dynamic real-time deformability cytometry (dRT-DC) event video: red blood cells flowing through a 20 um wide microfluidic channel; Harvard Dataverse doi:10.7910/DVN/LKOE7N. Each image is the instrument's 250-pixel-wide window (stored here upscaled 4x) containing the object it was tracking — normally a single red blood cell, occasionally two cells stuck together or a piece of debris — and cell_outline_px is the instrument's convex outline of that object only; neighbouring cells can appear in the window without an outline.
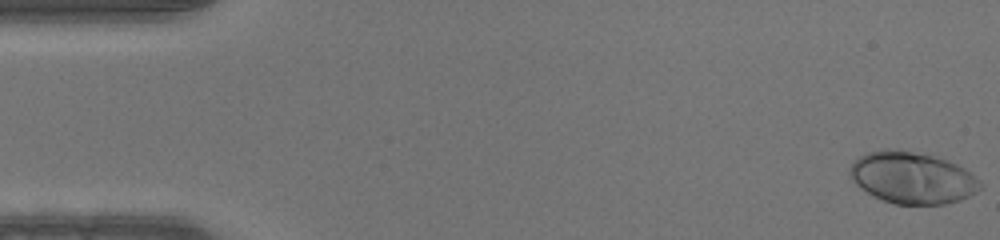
{"species": "human", "species_latin": "Homo sapiens", "temperature_condition": "warm", "stored_images_in_passage": 47, "camera_frame_rate_fps": 3000, "um_per_image_px": 0.085, "donor": {"sex": "male"}, "frame": {"image": 1, "passage_image": 1, "time_ms": 0.0, "image_size_px": [1000, 240], "cell_outline_px": [[980, 188], [976, 192], [960, 200], [944, 204], [896, 204], [884, 200], [860, 188], [852, 180], [848, 172], [848, 168], [852, 160], [864, 152], [884, 148], [888, 148], [912, 152], [932, 156], [956, 164], [964, 168], [980, 180]], "centroid_in_image_um": [77.48, 15.09], "position_along_channel_um": 7.5, "area_um2": 39.19}}
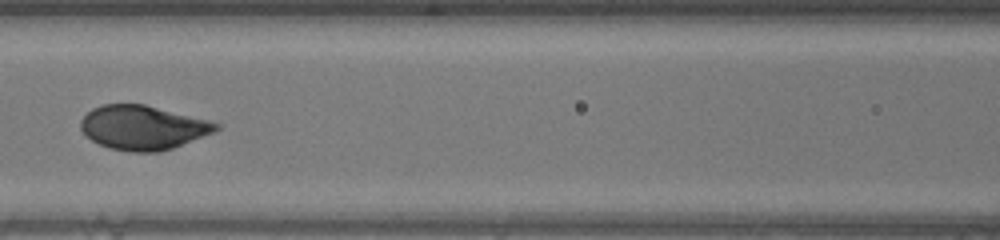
{"frame": {"image": 2, "passage_image": 21, "time_ms": 6.667, "image_size_px": [1000, 240], "cell_outline_px": [[220, 128], [212, 132], [172, 148], [160, 152], [132, 152], [108, 148], [92, 140], [80, 128], [80, 120], [92, 108], [104, 104], [144, 104], [208, 120], [220, 124]], "centroid_in_image_um": [12.11, 10.84], "position_along_channel_um": 154.5, "area_um2": 34.51}}
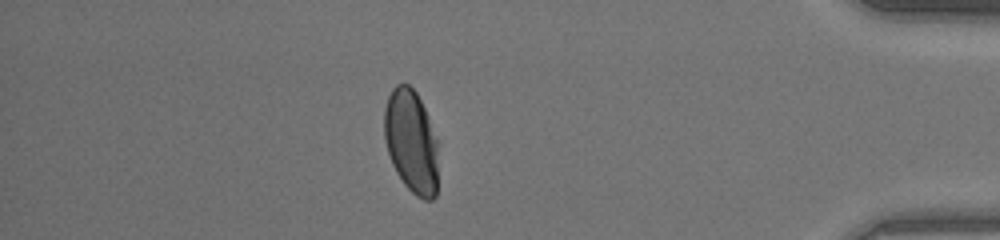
{"frame": {"image": 3, "passage_image": 41, "time_ms": 13.333, "image_size_px": [1000, 240], "cell_outline_px": [[436, 196], [432, 200], [424, 200], [416, 196], [404, 184], [396, 172], [392, 164], [388, 152], [384, 136], [384, 108], [388, 96], [392, 88], [396, 84], [408, 84], [416, 92], [424, 108], [436, 140]], "centroid_in_image_um": [34.92, 12.02], "position_along_channel_um": 400.3, "area_um2": 32.08}}